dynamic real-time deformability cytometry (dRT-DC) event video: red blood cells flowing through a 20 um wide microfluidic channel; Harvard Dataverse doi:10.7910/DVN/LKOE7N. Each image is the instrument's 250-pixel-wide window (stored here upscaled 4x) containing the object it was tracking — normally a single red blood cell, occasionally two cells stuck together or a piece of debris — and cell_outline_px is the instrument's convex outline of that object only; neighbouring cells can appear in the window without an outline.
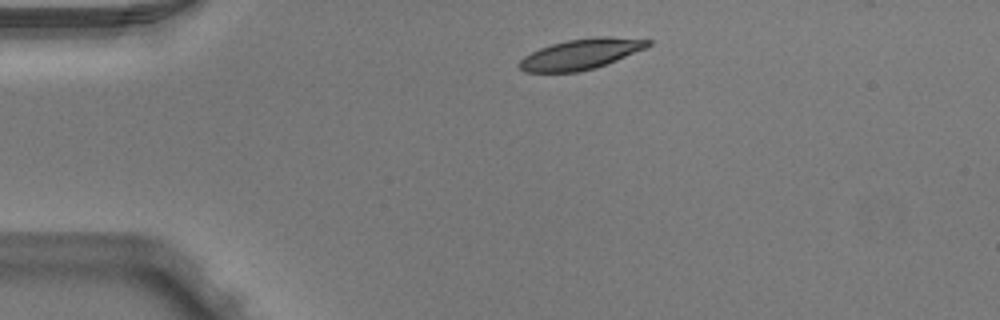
{"species": "Egyptian fruit bat (a non-hibernating species)", "species_latin": "Rousettus aegyptiacus", "temperature_condition": "warm", "stored_images_in_passage": 2, "camera_frame_rate_fps": 3000, "um_per_image_px": 0.085, "animal": {"sex": "male"}, "frame": {"image": 1, "passage_image": 1, "time_ms": 0.0, "image_size_px": [1000, 320], "cell_outline_px": [[652, 44], [648, 48], [596, 68], [580, 72], [524, 72], [516, 64], [524, 56], [540, 48], [552, 44], [568, 40], [596, 36], [608, 36], [652, 40]], "centroid_in_image_um": [49.41, 4.6], "position_along_channel_um": 35.6, "area_um2": 23.06}}